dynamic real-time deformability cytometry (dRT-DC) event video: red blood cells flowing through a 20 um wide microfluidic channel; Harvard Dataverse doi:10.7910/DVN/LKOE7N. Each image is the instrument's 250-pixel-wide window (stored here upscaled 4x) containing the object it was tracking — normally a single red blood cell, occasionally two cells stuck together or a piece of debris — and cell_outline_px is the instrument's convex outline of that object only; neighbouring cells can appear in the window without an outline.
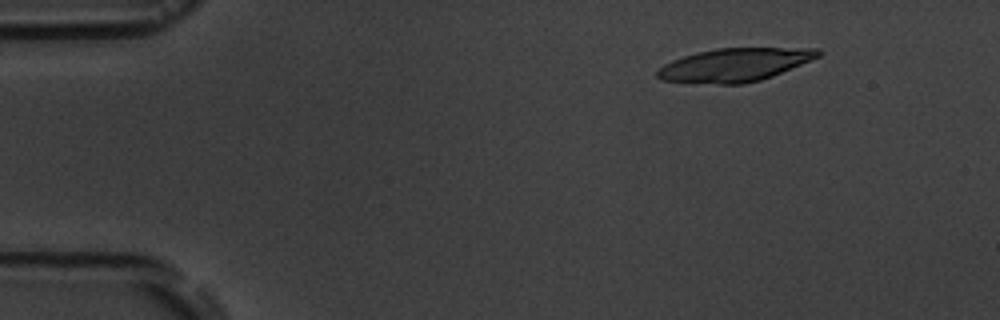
{"species": "common noctule bat (a hibernating species)", "species_latin": "Nyctalus noctula", "temperature_condition": "room temperature", "stored_images_in_passage": 10, "camera_frame_rate_fps": 3000, "um_per_image_px": 0.085, "animal": {"sex": "male", "body_mass_g": 19.5, "forearm_length_mm": 54.6}, "frame": {"image": 1, "passage_image": 2, "time_ms": 1.333, "image_size_px": [1000, 320], "cell_outline_px": [[824, 52], [820, 56], [772, 76], [760, 80], [744, 84], [720, 84], [660, 80], [656, 76], [656, 72], [664, 64], [672, 60], [696, 52], [716, 48], [820, 48]], "centroid_in_image_um": [62.46, 5.5], "position_along_channel_um": 22.5, "area_um2": 31.1}}